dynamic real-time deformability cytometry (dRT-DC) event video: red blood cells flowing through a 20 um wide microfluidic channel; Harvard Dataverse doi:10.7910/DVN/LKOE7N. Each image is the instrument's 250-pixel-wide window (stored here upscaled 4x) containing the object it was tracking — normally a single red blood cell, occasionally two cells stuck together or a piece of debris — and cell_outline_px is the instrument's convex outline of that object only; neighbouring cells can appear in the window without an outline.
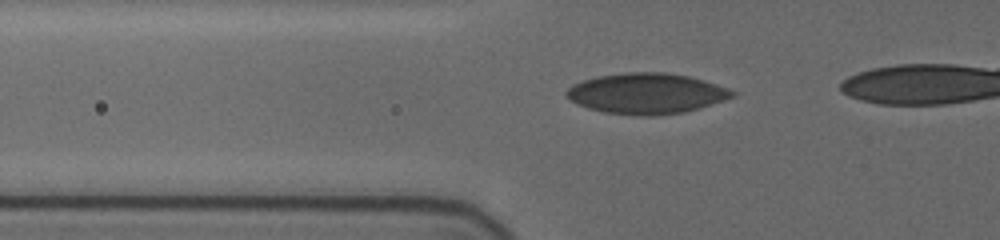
{"species": "human", "species_latin": "Homo sapiens", "temperature_condition": "cold", "stored_images_in_passage": 27, "camera_frame_rate_fps": 3000, "um_per_image_px": 0.085, "donor": {"sex": "female"}, "frame": {"image": 1, "passage_image": 2, "time_ms": 0.667, "image_size_px": [1000, 240], "cell_outline_px": [[736, 96], [700, 108], [684, 112], [652, 116], [640, 116], [604, 112], [588, 108], [572, 100], [564, 92], [572, 84], [596, 76], [628, 72], [664, 72], [688, 76], [704, 80], [728, 88], [736, 92]], "centroid_in_image_um": [54.98, 7.94], "position_along_channel_um": 70.8, "area_um2": 39.19}}
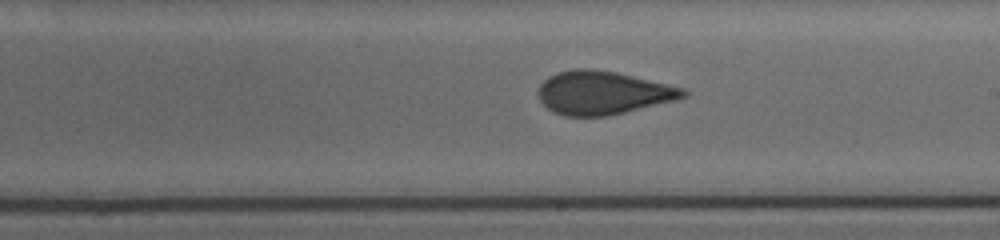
{"frame": {"image": 2, "passage_image": 15, "time_ms": 5.333, "image_size_px": [1000, 240], "cell_outline_px": [[688, 96], [676, 100], [608, 116], [564, 116], [552, 112], [540, 100], [536, 92], [540, 84], [548, 76], [560, 72], [576, 68], [588, 68], [616, 72], [684, 88], [688, 92]], "centroid_in_image_um": [51.22, 7.89], "position_along_channel_um": 237.8, "area_um2": 36.65}}
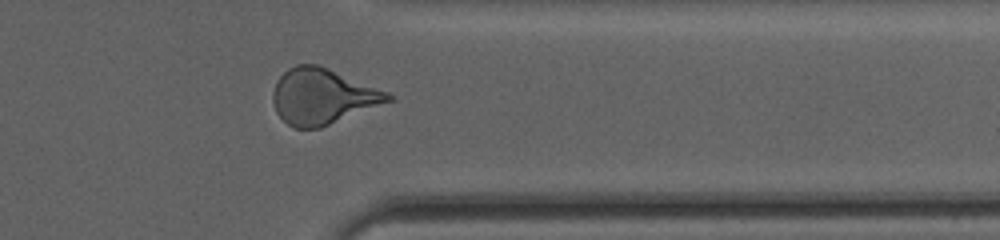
{"frame": {"image": 3, "passage_image": 26, "time_ms": 9.333, "image_size_px": [1000, 240], "cell_outline_px": [[396, 96], [392, 100], [320, 128], [292, 128], [276, 112], [272, 100], [272, 92], [276, 80], [288, 68], [296, 64], [316, 64], [388, 92]], "centroid_in_image_um": [27.37, 8.2], "position_along_channel_um": 384.0, "area_um2": 36.99}}